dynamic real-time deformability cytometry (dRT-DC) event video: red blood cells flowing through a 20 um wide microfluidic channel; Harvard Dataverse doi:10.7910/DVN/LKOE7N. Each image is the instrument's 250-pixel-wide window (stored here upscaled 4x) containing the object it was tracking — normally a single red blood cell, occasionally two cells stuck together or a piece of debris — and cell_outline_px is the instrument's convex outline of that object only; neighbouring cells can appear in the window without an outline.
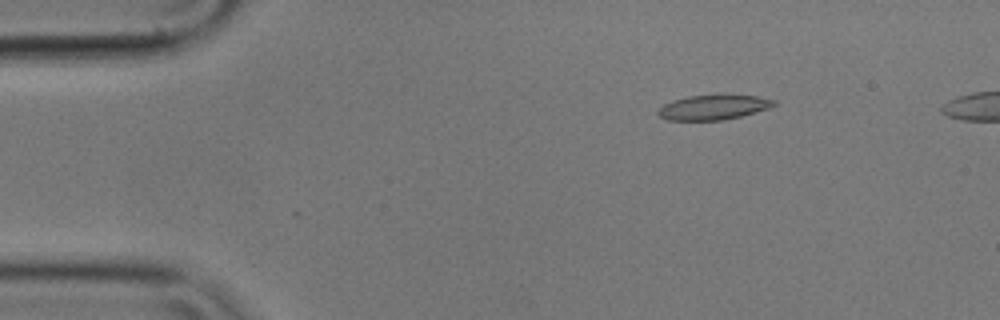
{"species": "common noctule bat (a hibernating species)", "species_latin": "Nyctalus noctula", "temperature_condition": "cold", "stored_images_in_passage": 14, "camera_frame_rate_fps": 3000, "um_per_image_px": 0.085, "animal": {"sex": "male", "body_mass_g": 17.9}, "frame": {"image": 1, "passage_image": 8, "time_ms": 2.333, "image_size_px": [1000, 320], "cell_outline_px": [[776, 104], [768, 108], [740, 116], [724, 120], [668, 120], [660, 116], [656, 112], [664, 104], [672, 100], [688, 96], [716, 92], [724, 92], [756, 96], [776, 100]], "centroid_in_image_um": [60.65, 9.06], "position_along_channel_um": 24.4, "area_um2": 17.4}}